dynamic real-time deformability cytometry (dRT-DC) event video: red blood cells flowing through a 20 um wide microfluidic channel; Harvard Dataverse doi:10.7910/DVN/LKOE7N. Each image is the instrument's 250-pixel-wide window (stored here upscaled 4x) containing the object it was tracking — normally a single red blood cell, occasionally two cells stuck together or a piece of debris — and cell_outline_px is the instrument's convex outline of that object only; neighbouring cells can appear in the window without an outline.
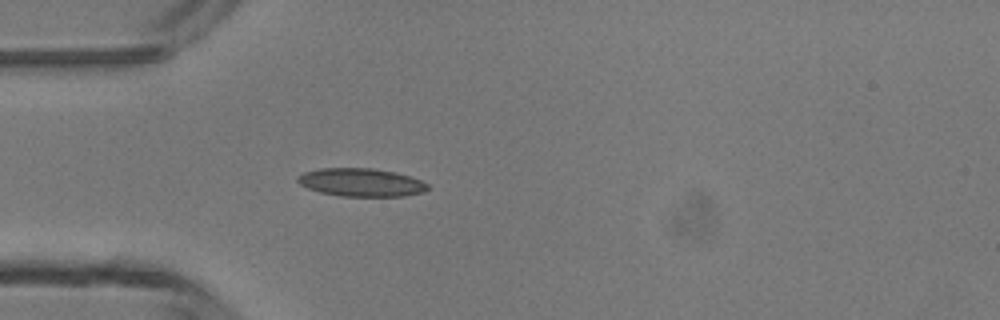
{"species": "common noctule bat (a hibernating species)", "species_latin": "Nyctalus noctula", "temperature_condition": "room temperature", "stored_images_in_passage": 4, "camera_frame_rate_fps": 3000, "um_per_image_px": 0.085, "animal": {"sex": "male", "body_mass_g": 13.3}, "frame": {"image": 1, "passage_image": 4, "time_ms": 4.333, "image_size_px": [1000, 320], "cell_outline_px": [[428, 188], [424, 192], [404, 196], [340, 196], [320, 192], [308, 188], [300, 184], [296, 180], [304, 172], [320, 168], [372, 168], [396, 172], [420, 180], [428, 184]], "centroid_in_image_um": [30.7, 15.5], "position_along_channel_um": 54.3, "area_um2": 21.21}}